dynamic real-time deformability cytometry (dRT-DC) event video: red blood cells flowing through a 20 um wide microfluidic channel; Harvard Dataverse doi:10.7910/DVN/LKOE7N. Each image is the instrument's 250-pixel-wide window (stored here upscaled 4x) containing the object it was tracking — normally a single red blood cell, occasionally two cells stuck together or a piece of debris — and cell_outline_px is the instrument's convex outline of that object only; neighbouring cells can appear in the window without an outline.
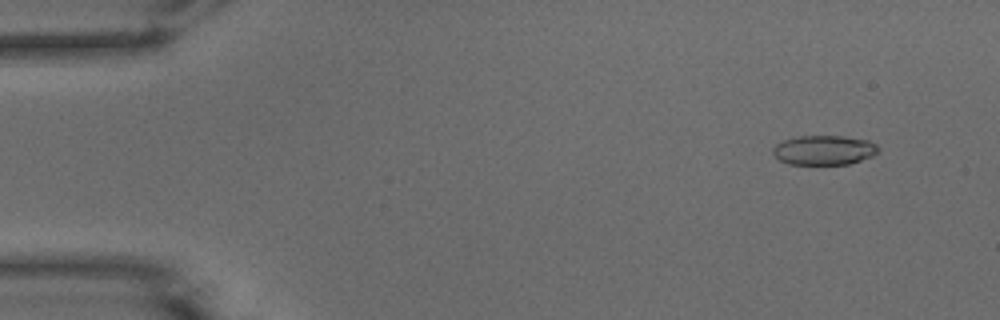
{"species": "common noctule bat (a hibernating species)", "species_latin": "Nyctalus noctula", "temperature_condition": "warm", "stored_images_in_passage": 53, "camera_frame_rate_fps": 3000, "um_per_image_px": 0.085, "animal": {"sex": "male", "body_mass_g": 15.6}, "frame": {"image": 1, "passage_image": 5, "time_ms": 1.333, "image_size_px": [1000, 320], "cell_outline_px": [[880, 148], [872, 156], [848, 164], [788, 164], [780, 160], [772, 152], [772, 148], [776, 144], [784, 140], [800, 136], [844, 136], [868, 140], [876, 144]], "centroid_in_image_um": [70.04, 12.75], "position_along_channel_um": 15.0, "area_um2": 18.03}}
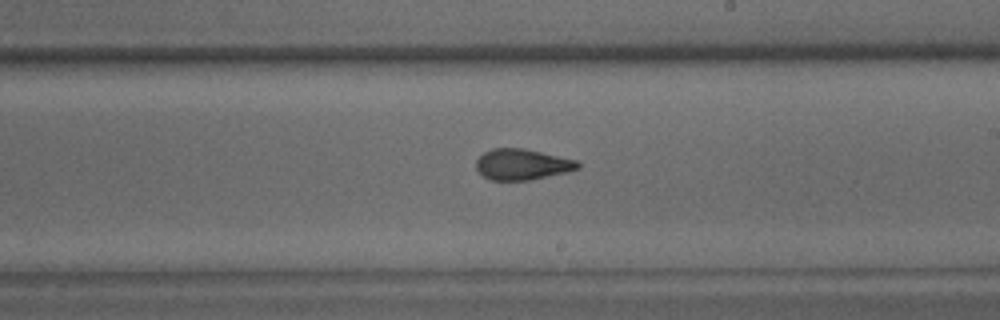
{"frame": {"image": 2, "passage_image": 31, "time_ms": 10.0, "image_size_px": [1000, 320], "cell_outline_px": [[580, 168], [568, 172], [532, 180], [492, 180], [484, 176], [476, 168], [476, 160], [484, 152], [492, 148], [524, 148], [576, 160], [580, 164]], "centroid_in_image_um": [44.4, 13.97], "position_along_channel_um": 244.6, "area_um2": 18.32}}
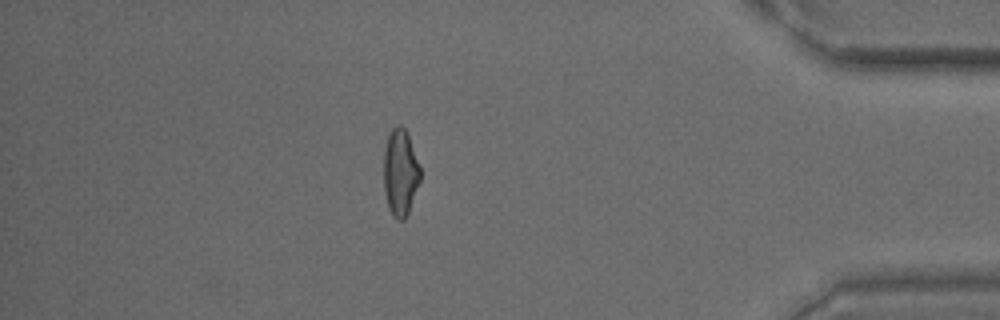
{"frame": {"image": 3, "passage_image": 46, "time_ms": 15.0, "image_size_px": [1000, 320], "cell_outline_px": [[420, 180], [408, 212], [404, 220], [400, 220], [392, 216], [388, 208], [384, 192], [384, 148], [388, 136], [392, 128], [396, 124], [400, 124], [408, 132], [420, 168]], "centroid_in_image_um": [34.01, 14.64], "position_along_channel_um": 401.2, "area_um2": 18.55}, "authors_computed_cell_mechanics": {"area_um2": 18.6116, "velocity_mm_per_s": 3.9039, "shape_relaxation_time_tau1_ms": null, "shape_relaxation_time_tau2_ms": 1.5282, "deformation_change_tau1": null, "deformation_change_tau2": 0.0897}}